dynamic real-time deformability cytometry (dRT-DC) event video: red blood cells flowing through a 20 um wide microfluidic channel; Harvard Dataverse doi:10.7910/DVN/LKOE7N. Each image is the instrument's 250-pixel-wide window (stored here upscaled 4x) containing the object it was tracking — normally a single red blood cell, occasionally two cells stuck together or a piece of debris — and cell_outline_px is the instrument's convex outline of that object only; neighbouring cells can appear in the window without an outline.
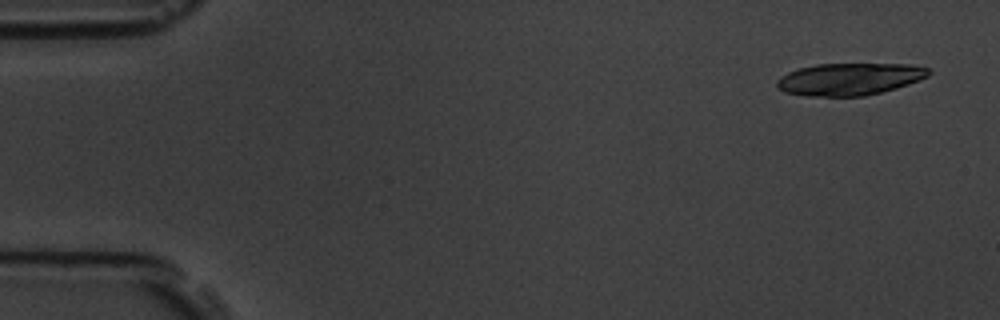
{"species": "common noctule bat (a hibernating species)", "species_latin": "Nyctalus noctula", "temperature_condition": "room temperature", "stored_images_in_passage": 6, "camera_frame_rate_fps": 3000, "um_per_image_px": 0.085, "animal": {"sex": "male", "body_mass_g": 19.5, "forearm_length_mm": 54.6}, "frame": {"image": 1, "passage_image": 1, "time_ms": 0.0, "image_size_px": [1000, 320], "cell_outline_px": [[932, 72], [928, 76], [908, 84], [896, 88], [864, 96], [804, 96], [784, 92], [776, 84], [776, 80], [780, 76], [788, 72], [800, 68], [816, 64], [908, 64], [928, 68]], "centroid_in_image_um": [72.19, 6.72], "position_along_channel_um": 12.8, "area_um2": 28.38}}